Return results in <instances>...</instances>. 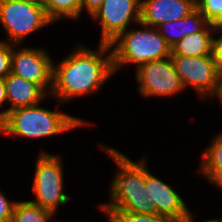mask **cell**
<instances>
[{
  "mask_svg": "<svg viewBox=\"0 0 222 222\" xmlns=\"http://www.w3.org/2000/svg\"><path fill=\"white\" fill-rule=\"evenodd\" d=\"M96 51L78 45L56 63L53 61L52 88L49 96L62 105L73 98L99 91L115 74L110 44L99 43ZM103 85V86H102Z\"/></svg>",
  "mask_w": 222,
  "mask_h": 222,
  "instance_id": "obj_1",
  "label": "cell"
},
{
  "mask_svg": "<svg viewBox=\"0 0 222 222\" xmlns=\"http://www.w3.org/2000/svg\"><path fill=\"white\" fill-rule=\"evenodd\" d=\"M100 146L117 165L110 184L111 199L106 203H100V210L157 214L155 205L149 202L145 192L146 173L150 170L147 158L142 157L135 162L115 148Z\"/></svg>",
  "mask_w": 222,
  "mask_h": 222,
  "instance_id": "obj_2",
  "label": "cell"
},
{
  "mask_svg": "<svg viewBox=\"0 0 222 222\" xmlns=\"http://www.w3.org/2000/svg\"><path fill=\"white\" fill-rule=\"evenodd\" d=\"M90 125L89 121L56 109L40 107V103L20 107L9 111L0 120V135L38 139L51 137L82 126Z\"/></svg>",
  "mask_w": 222,
  "mask_h": 222,
  "instance_id": "obj_3",
  "label": "cell"
},
{
  "mask_svg": "<svg viewBox=\"0 0 222 222\" xmlns=\"http://www.w3.org/2000/svg\"><path fill=\"white\" fill-rule=\"evenodd\" d=\"M139 25L144 28L127 29L110 43L115 75L128 64H135L138 69L146 62L171 56V47L156 27Z\"/></svg>",
  "mask_w": 222,
  "mask_h": 222,
  "instance_id": "obj_4",
  "label": "cell"
},
{
  "mask_svg": "<svg viewBox=\"0 0 222 222\" xmlns=\"http://www.w3.org/2000/svg\"><path fill=\"white\" fill-rule=\"evenodd\" d=\"M61 155L40 151L35 162L32 190L35 200H29L55 215L59 205H65L70 197L64 193V170Z\"/></svg>",
  "mask_w": 222,
  "mask_h": 222,
  "instance_id": "obj_5",
  "label": "cell"
},
{
  "mask_svg": "<svg viewBox=\"0 0 222 222\" xmlns=\"http://www.w3.org/2000/svg\"><path fill=\"white\" fill-rule=\"evenodd\" d=\"M0 23L10 44L20 45L33 32L53 22L48 18L43 3L30 0H0Z\"/></svg>",
  "mask_w": 222,
  "mask_h": 222,
  "instance_id": "obj_6",
  "label": "cell"
},
{
  "mask_svg": "<svg viewBox=\"0 0 222 222\" xmlns=\"http://www.w3.org/2000/svg\"><path fill=\"white\" fill-rule=\"evenodd\" d=\"M175 71L184 89L190 86L200 99H213L218 89L219 74L213 54L205 56L171 55Z\"/></svg>",
  "mask_w": 222,
  "mask_h": 222,
  "instance_id": "obj_7",
  "label": "cell"
},
{
  "mask_svg": "<svg viewBox=\"0 0 222 222\" xmlns=\"http://www.w3.org/2000/svg\"><path fill=\"white\" fill-rule=\"evenodd\" d=\"M135 76L138 91L145 97H174L185 90L171 56L146 62L135 70Z\"/></svg>",
  "mask_w": 222,
  "mask_h": 222,
  "instance_id": "obj_8",
  "label": "cell"
},
{
  "mask_svg": "<svg viewBox=\"0 0 222 222\" xmlns=\"http://www.w3.org/2000/svg\"><path fill=\"white\" fill-rule=\"evenodd\" d=\"M90 18L100 24L99 43L110 44L130 24L140 23L141 0H104Z\"/></svg>",
  "mask_w": 222,
  "mask_h": 222,
  "instance_id": "obj_9",
  "label": "cell"
},
{
  "mask_svg": "<svg viewBox=\"0 0 222 222\" xmlns=\"http://www.w3.org/2000/svg\"><path fill=\"white\" fill-rule=\"evenodd\" d=\"M14 45L11 73L41 86L48 94L52 88L53 59L46 49ZM18 48V49H17Z\"/></svg>",
  "mask_w": 222,
  "mask_h": 222,
  "instance_id": "obj_10",
  "label": "cell"
},
{
  "mask_svg": "<svg viewBox=\"0 0 222 222\" xmlns=\"http://www.w3.org/2000/svg\"><path fill=\"white\" fill-rule=\"evenodd\" d=\"M145 187L149 202L155 205L157 214L172 217L178 222H183L189 215L190 210L181 195L150 170L146 173Z\"/></svg>",
  "mask_w": 222,
  "mask_h": 222,
  "instance_id": "obj_11",
  "label": "cell"
},
{
  "mask_svg": "<svg viewBox=\"0 0 222 222\" xmlns=\"http://www.w3.org/2000/svg\"><path fill=\"white\" fill-rule=\"evenodd\" d=\"M196 8V0H141L140 23L157 28L188 16Z\"/></svg>",
  "mask_w": 222,
  "mask_h": 222,
  "instance_id": "obj_12",
  "label": "cell"
},
{
  "mask_svg": "<svg viewBox=\"0 0 222 222\" xmlns=\"http://www.w3.org/2000/svg\"><path fill=\"white\" fill-rule=\"evenodd\" d=\"M4 84L10 108L0 111V120L13 109L36 105L49 97V94L41 86L11 72L4 78Z\"/></svg>",
  "mask_w": 222,
  "mask_h": 222,
  "instance_id": "obj_13",
  "label": "cell"
},
{
  "mask_svg": "<svg viewBox=\"0 0 222 222\" xmlns=\"http://www.w3.org/2000/svg\"><path fill=\"white\" fill-rule=\"evenodd\" d=\"M219 28L208 24L202 31L188 34L171 47V55L180 56H205L212 55L214 33Z\"/></svg>",
  "mask_w": 222,
  "mask_h": 222,
  "instance_id": "obj_14",
  "label": "cell"
},
{
  "mask_svg": "<svg viewBox=\"0 0 222 222\" xmlns=\"http://www.w3.org/2000/svg\"><path fill=\"white\" fill-rule=\"evenodd\" d=\"M208 24L206 18L196 8L188 16L172 22L163 23L157 29L166 40V43L172 47L184 36L200 32Z\"/></svg>",
  "mask_w": 222,
  "mask_h": 222,
  "instance_id": "obj_15",
  "label": "cell"
},
{
  "mask_svg": "<svg viewBox=\"0 0 222 222\" xmlns=\"http://www.w3.org/2000/svg\"><path fill=\"white\" fill-rule=\"evenodd\" d=\"M82 0H44L43 6L48 18L57 23L63 19H80Z\"/></svg>",
  "mask_w": 222,
  "mask_h": 222,
  "instance_id": "obj_16",
  "label": "cell"
},
{
  "mask_svg": "<svg viewBox=\"0 0 222 222\" xmlns=\"http://www.w3.org/2000/svg\"><path fill=\"white\" fill-rule=\"evenodd\" d=\"M52 217L54 218L53 213L42 209L29 200L17 201L13 209L11 222H52V220L54 222H61Z\"/></svg>",
  "mask_w": 222,
  "mask_h": 222,
  "instance_id": "obj_17",
  "label": "cell"
},
{
  "mask_svg": "<svg viewBox=\"0 0 222 222\" xmlns=\"http://www.w3.org/2000/svg\"><path fill=\"white\" fill-rule=\"evenodd\" d=\"M202 154L198 171L207 179L216 169L222 168V131L212 137Z\"/></svg>",
  "mask_w": 222,
  "mask_h": 222,
  "instance_id": "obj_18",
  "label": "cell"
},
{
  "mask_svg": "<svg viewBox=\"0 0 222 222\" xmlns=\"http://www.w3.org/2000/svg\"><path fill=\"white\" fill-rule=\"evenodd\" d=\"M109 222H178L176 219L159 214H142L128 211H101Z\"/></svg>",
  "mask_w": 222,
  "mask_h": 222,
  "instance_id": "obj_19",
  "label": "cell"
},
{
  "mask_svg": "<svg viewBox=\"0 0 222 222\" xmlns=\"http://www.w3.org/2000/svg\"><path fill=\"white\" fill-rule=\"evenodd\" d=\"M196 6L209 24L222 28V0H196Z\"/></svg>",
  "mask_w": 222,
  "mask_h": 222,
  "instance_id": "obj_20",
  "label": "cell"
},
{
  "mask_svg": "<svg viewBox=\"0 0 222 222\" xmlns=\"http://www.w3.org/2000/svg\"><path fill=\"white\" fill-rule=\"evenodd\" d=\"M14 44L0 40V79H4L11 72V55Z\"/></svg>",
  "mask_w": 222,
  "mask_h": 222,
  "instance_id": "obj_21",
  "label": "cell"
},
{
  "mask_svg": "<svg viewBox=\"0 0 222 222\" xmlns=\"http://www.w3.org/2000/svg\"><path fill=\"white\" fill-rule=\"evenodd\" d=\"M16 201H10L0 190V222H11Z\"/></svg>",
  "mask_w": 222,
  "mask_h": 222,
  "instance_id": "obj_22",
  "label": "cell"
},
{
  "mask_svg": "<svg viewBox=\"0 0 222 222\" xmlns=\"http://www.w3.org/2000/svg\"><path fill=\"white\" fill-rule=\"evenodd\" d=\"M221 33H222V29L219 28L215 33L218 36L214 38L213 51H212L214 63L216 65V70L218 74L222 73V34Z\"/></svg>",
  "mask_w": 222,
  "mask_h": 222,
  "instance_id": "obj_23",
  "label": "cell"
},
{
  "mask_svg": "<svg viewBox=\"0 0 222 222\" xmlns=\"http://www.w3.org/2000/svg\"><path fill=\"white\" fill-rule=\"evenodd\" d=\"M104 0H82L81 3V14L85 9L89 17H91L95 11L101 6Z\"/></svg>",
  "mask_w": 222,
  "mask_h": 222,
  "instance_id": "obj_24",
  "label": "cell"
},
{
  "mask_svg": "<svg viewBox=\"0 0 222 222\" xmlns=\"http://www.w3.org/2000/svg\"><path fill=\"white\" fill-rule=\"evenodd\" d=\"M207 180L222 188V168L216 169L208 178Z\"/></svg>",
  "mask_w": 222,
  "mask_h": 222,
  "instance_id": "obj_25",
  "label": "cell"
},
{
  "mask_svg": "<svg viewBox=\"0 0 222 222\" xmlns=\"http://www.w3.org/2000/svg\"><path fill=\"white\" fill-rule=\"evenodd\" d=\"M5 103H8V101L6 97L4 79H0V107H2Z\"/></svg>",
  "mask_w": 222,
  "mask_h": 222,
  "instance_id": "obj_26",
  "label": "cell"
},
{
  "mask_svg": "<svg viewBox=\"0 0 222 222\" xmlns=\"http://www.w3.org/2000/svg\"><path fill=\"white\" fill-rule=\"evenodd\" d=\"M215 98H218L221 106H222V73L219 74V79H218V89L217 92L214 96Z\"/></svg>",
  "mask_w": 222,
  "mask_h": 222,
  "instance_id": "obj_27",
  "label": "cell"
},
{
  "mask_svg": "<svg viewBox=\"0 0 222 222\" xmlns=\"http://www.w3.org/2000/svg\"><path fill=\"white\" fill-rule=\"evenodd\" d=\"M202 222H222V219H209V220H201ZM200 221V222H201ZM183 222H195L193 213L190 211L189 215L186 217V219Z\"/></svg>",
  "mask_w": 222,
  "mask_h": 222,
  "instance_id": "obj_28",
  "label": "cell"
},
{
  "mask_svg": "<svg viewBox=\"0 0 222 222\" xmlns=\"http://www.w3.org/2000/svg\"><path fill=\"white\" fill-rule=\"evenodd\" d=\"M30 1H34V2L43 3V1H44V0H30Z\"/></svg>",
  "mask_w": 222,
  "mask_h": 222,
  "instance_id": "obj_29",
  "label": "cell"
}]
</instances>
